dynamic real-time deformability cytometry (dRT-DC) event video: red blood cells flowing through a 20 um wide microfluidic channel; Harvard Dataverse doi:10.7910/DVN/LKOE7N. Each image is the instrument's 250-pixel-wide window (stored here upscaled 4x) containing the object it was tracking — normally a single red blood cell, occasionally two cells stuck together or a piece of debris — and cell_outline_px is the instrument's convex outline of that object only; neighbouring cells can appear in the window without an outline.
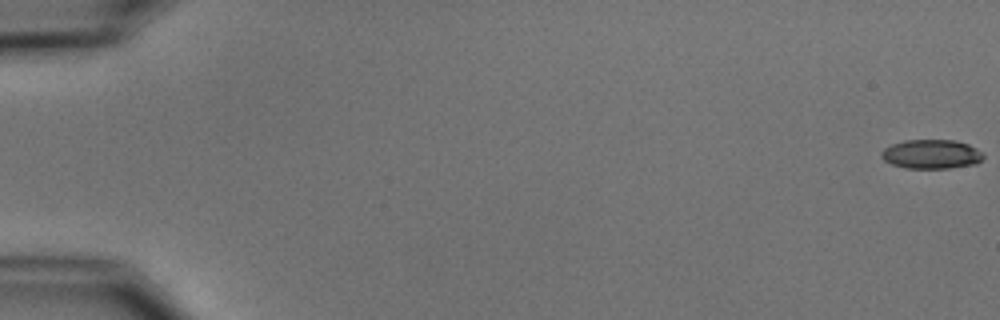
{"species": "common noctule bat (a hibernating species)", "species_latin": "Nyctalus noctula", "temperature_condition": "cold", "stored_images_in_passage": 6, "camera_frame_rate_fps": 3000, "um_per_image_px": 0.085, "animal": {"sex": "male", "body_mass_g": 15.6}, "frame": {"image": 1, "passage_image": 1, "time_ms": 0.0, "image_size_px": [1000, 320], "cell_outline_px": [[984, 156], [976, 164], [948, 168], [904, 168], [892, 164], [884, 160], [880, 156], [880, 152], [884, 148], [892, 144], [904, 140], [956, 140], [968, 144], [976, 148]], "centroid_in_image_um": [79.13, 13.1], "position_along_channel_um": 5.9, "area_um2": 17.34}}
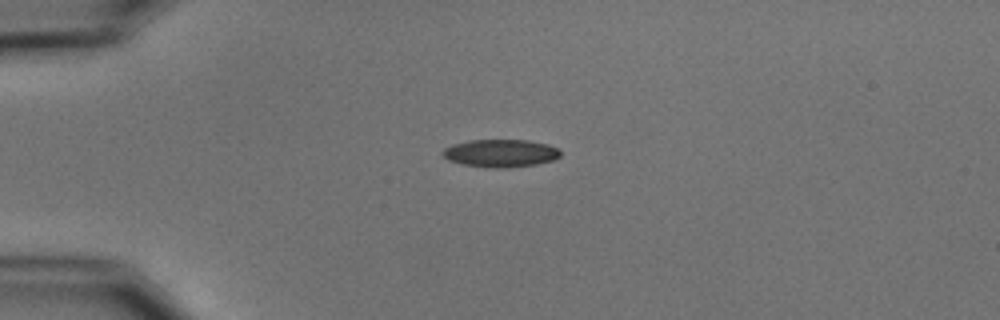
{"frame": {"image": 2, "passage_image": 5, "time_ms": 4.667, "image_size_px": [1000, 320], "cell_outline_px": [[560, 156], [552, 160], [536, 164], [504, 168], [488, 168], [460, 164], [448, 160], [440, 152], [444, 148], [452, 144], [468, 140], [528, 140], [548, 144], [556, 148], [560, 152]], "centroid_in_image_um": [42.49, 13.02], "position_along_channel_um": 42.5, "area_um2": 19.13}}